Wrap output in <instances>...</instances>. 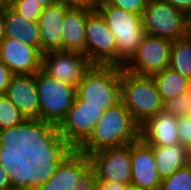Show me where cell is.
Returning <instances> with one entry per match:
<instances>
[{
    "mask_svg": "<svg viewBox=\"0 0 191 190\" xmlns=\"http://www.w3.org/2000/svg\"><path fill=\"white\" fill-rule=\"evenodd\" d=\"M173 41L145 35L137 51L123 68L138 75L152 76L169 68Z\"/></svg>",
    "mask_w": 191,
    "mask_h": 190,
    "instance_id": "11",
    "label": "cell"
},
{
    "mask_svg": "<svg viewBox=\"0 0 191 190\" xmlns=\"http://www.w3.org/2000/svg\"><path fill=\"white\" fill-rule=\"evenodd\" d=\"M153 155V146L141 138L131 143V185L144 190H160L161 178Z\"/></svg>",
    "mask_w": 191,
    "mask_h": 190,
    "instance_id": "17",
    "label": "cell"
},
{
    "mask_svg": "<svg viewBox=\"0 0 191 190\" xmlns=\"http://www.w3.org/2000/svg\"><path fill=\"white\" fill-rule=\"evenodd\" d=\"M9 5V0H0V9H6Z\"/></svg>",
    "mask_w": 191,
    "mask_h": 190,
    "instance_id": "38",
    "label": "cell"
},
{
    "mask_svg": "<svg viewBox=\"0 0 191 190\" xmlns=\"http://www.w3.org/2000/svg\"><path fill=\"white\" fill-rule=\"evenodd\" d=\"M44 143V138L26 120L6 96H0V147L19 145L31 151Z\"/></svg>",
    "mask_w": 191,
    "mask_h": 190,
    "instance_id": "8",
    "label": "cell"
},
{
    "mask_svg": "<svg viewBox=\"0 0 191 190\" xmlns=\"http://www.w3.org/2000/svg\"><path fill=\"white\" fill-rule=\"evenodd\" d=\"M0 60L14 75L34 74L42 69V53L20 39L4 38L0 42Z\"/></svg>",
    "mask_w": 191,
    "mask_h": 190,
    "instance_id": "16",
    "label": "cell"
},
{
    "mask_svg": "<svg viewBox=\"0 0 191 190\" xmlns=\"http://www.w3.org/2000/svg\"><path fill=\"white\" fill-rule=\"evenodd\" d=\"M31 150L19 145L0 147V190H23Z\"/></svg>",
    "mask_w": 191,
    "mask_h": 190,
    "instance_id": "15",
    "label": "cell"
},
{
    "mask_svg": "<svg viewBox=\"0 0 191 190\" xmlns=\"http://www.w3.org/2000/svg\"><path fill=\"white\" fill-rule=\"evenodd\" d=\"M86 57L92 65H116V39L97 10L86 18Z\"/></svg>",
    "mask_w": 191,
    "mask_h": 190,
    "instance_id": "10",
    "label": "cell"
},
{
    "mask_svg": "<svg viewBox=\"0 0 191 190\" xmlns=\"http://www.w3.org/2000/svg\"><path fill=\"white\" fill-rule=\"evenodd\" d=\"M40 106V135L45 138L66 116L76 98V87L50 77L42 69L36 72Z\"/></svg>",
    "mask_w": 191,
    "mask_h": 190,
    "instance_id": "4",
    "label": "cell"
},
{
    "mask_svg": "<svg viewBox=\"0 0 191 190\" xmlns=\"http://www.w3.org/2000/svg\"><path fill=\"white\" fill-rule=\"evenodd\" d=\"M99 182H119L131 185V144L105 148L89 155Z\"/></svg>",
    "mask_w": 191,
    "mask_h": 190,
    "instance_id": "12",
    "label": "cell"
},
{
    "mask_svg": "<svg viewBox=\"0 0 191 190\" xmlns=\"http://www.w3.org/2000/svg\"><path fill=\"white\" fill-rule=\"evenodd\" d=\"M178 118L161 111L140 125V138L151 146H170L178 144Z\"/></svg>",
    "mask_w": 191,
    "mask_h": 190,
    "instance_id": "18",
    "label": "cell"
},
{
    "mask_svg": "<svg viewBox=\"0 0 191 190\" xmlns=\"http://www.w3.org/2000/svg\"><path fill=\"white\" fill-rule=\"evenodd\" d=\"M26 1H33L35 3H39L43 6V8L48 6H53L59 3L58 0H26Z\"/></svg>",
    "mask_w": 191,
    "mask_h": 190,
    "instance_id": "37",
    "label": "cell"
},
{
    "mask_svg": "<svg viewBox=\"0 0 191 190\" xmlns=\"http://www.w3.org/2000/svg\"><path fill=\"white\" fill-rule=\"evenodd\" d=\"M153 155L161 180L190 163L188 147L180 143L170 146H153Z\"/></svg>",
    "mask_w": 191,
    "mask_h": 190,
    "instance_id": "22",
    "label": "cell"
},
{
    "mask_svg": "<svg viewBox=\"0 0 191 190\" xmlns=\"http://www.w3.org/2000/svg\"><path fill=\"white\" fill-rule=\"evenodd\" d=\"M5 38L20 39L41 52L38 21H30L17 13L10 5L5 9Z\"/></svg>",
    "mask_w": 191,
    "mask_h": 190,
    "instance_id": "21",
    "label": "cell"
},
{
    "mask_svg": "<svg viewBox=\"0 0 191 190\" xmlns=\"http://www.w3.org/2000/svg\"><path fill=\"white\" fill-rule=\"evenodd\" d=\"M13 75L11 70L0 60V96L6 94Z\"/></svg>",
    "mask_w": 191,
    "mask_h": 190,
    "instance_id": "32",
    "label": "cell"
},
{
    "mask_svg": "<svg viewBox=\"0 0 191 190\" xmlns=\"http://www.w3.org/2000/svg\"><path fill=\"white\" fill-rule=\"evenodd\" d=\"M98 176L95 168L90 165L80 176L74 190H98Z\"/></svg>",
    "mask_w": 191,
    "mask_h": 190,
    "instance_id": "29",
    "label": "cell"
},
{
    "mask_svg": "<svg viewBox=\"0 0 191 190\" xmlns=\"http://www.w3.org/2000/svg\"><path fill=\"white\" fill-rule=\"evenodd\" d=\"M169 68L191 81V41L185 37L173 41Z\"/></svg>",
    "mask_w": 191,
    "mask_h": 190,
    "instance_id": "24",
    "label": "cell"
},
{
    "mask_svg": "<svg viewBox=\"0 0 191 190\" xmlns=\"http://www.w3.org/2000/svg\"><path fill=\"white\" fill-rule=\"evenodd\" d=\"M109 4L125 11L141 15L147 7L148 0H106Z\"/></svg>",
    "mask_w": 191,
    "mask_h": 190,
    "instance_id": "28",
    "label": "cell"
},
{
    "mask_svg": "<svg viewBox=\"0 0 191 190\" xmlns=\"http://www.w3.org/2000/svg\"><path fill=\"white\" fill-rule=\"evenodd\" d=\"M10 6L19 14L30 21H38L43 11V6L39 3L26 0H9Z\"/></svg>",
    "mask_w": 191,
    "mask_h": 190,
    "instance_id": "27",
    "label": "cell"
},
{
    "mask_svg": "<svg viewBox=\"0 0 191 190\" xmlns=\"http://www.w3.org/2000/svg\"><path fill=\"white\" fill-rule=\"evenodd\" d=\"M177 132L180 144L189 148L191 145V115L178 118Z\"/></svg>",
    "mask_w": 191,
    "mask_h": 190,
    "instance_id": "30",
    "label": "cell"
},
{
    "mask_svg": "<svg viewBox=\"0 0 191 190\" xmlns=\"http://www.w3.org/2000/svg\"><path fill=\"white\" fill-rule=\"evenodd\" d=\"M188 150H189V159H190V163H191V145L189 146Z\"/></svg>",
    "mask_w": 191,
    "mask_h": 190,
    "instance_id": "40",
    "label": "cell"
},
{
    "mask_svg": "<svg viewBox=\"0 0 191 190\" xmlns=\"http://www.w3.org/2000/svg\"><path fill=\"white\" fill-rule=\"evenodd\" d=\"M90 157L75 149H56L43 143L31 151L26 167V190H74Z\"/></svg>",
    "mask_w": 191,
    "mask_h": 190,
    "instance_id": "1",
    "label": "cell"
},
{
    "mask_svg": "<svg viewBox=\"0 0 191 190\" xmlns=\"http://www.w3.org/2000/svg\"><path fill=\"white\" fill-rule=\"evenodd\" d=\"M164 110L177 118L191 115V91L166 101Z\"/></svg>",
    "mask_w": 191,
    "mask_h": 190,
    "instance_id": "26",
    "label": "cell"
},
{
    "mask_svg": "<svg viewBox=\"0 0 191 190\" xmlns=\"http://www.w3.org/2000/svg\"><path fill=\"white\" fill-rule=\"evenodd\" d=\"M163 102L191 91V81L170 68L152 75Z\"/></svg>",
    "mask_w": 191,
    "mask_h": 190,
    "instance_id": "23",
    "label": "cell"
},
{
    "mask_svg": "<svg viewBox=\"0 0 191 190\" xmlns=\"http://www.w3.org/2000/svg\"><path fill=\"white\" fill-rule=\"evenodd\" d=\"M96 10L116 39L117 66L123 67L135 54L146 35L142 16L117 8L106 0H98Z\"/></svg>",
    "mask_w": 191,
    "mask_h": 190,
    "instance_id": "6",
    "label": "cell"
},
{
    "mask_svg": "<svg viewBox=\"0 0 191 190\" xmlns=\"http://www.w3.org/2000/svg\"><path fill=\"white\" fill-rule=\"evenodd\" d=\"M172 6H174L179 11L188 14L191 13V0H163Z\"/></svg>",
    "mask_w": 191,
    "mask_h": 190,
    "instance_id": "33",
    "label": "cell"
},
{
    "mask_svg": "<svg viewBox=\"0 0 191 190\" xmlns=\"http://www.w3.org/2000/svg\"><path fill=\"white\" fill-rule=\"evenodd\" d=\"M40 134V106L36 73L13 75L5 94Z\"/></svg>",
    "mask_w": 191,
    "mask_h": 190,
    "instance_id": "14",
    "label": "cell"
},
{
    "mask_svg": "<svg viewBox=\"0 0 191 190\" xmlns=\"http://www.w3.org/2000/svg\"><path fill=\"white\" fill-rule=\"evenodd\" d=\"M69 9L96 10L98 0H58Z\"/></svg>",
    "mask_w": 191,
    "mask_h": 190,
    "instance_id": "31",
    "label": "cell"
},
{
    "mask_svg": "<svg viewBox=\"0 0 191 190\" xmlns=\"http://www.w3.org/2000/svg\"><path fill=\"white\" fill-rule=\"evenodd\" d=\"M92 66L83 53L49 51L42 54V70L50 77L75 86Z\"/></svg>",
    "mask_w": 191,
    "mask_h": 190,
    "instance_id": "13",
    "label": "cell"
},
{
    "mask_svg": "<svg viewBox=\"0 0 191 190\" xmlns=\"http://www.w3.org/2000/svg\"><path fill=\"white\" fill-rule=\"evenodd\" d=\"M76 98L103 112L121 101V67L92 65L76 85Z\"/></svg>",
    "mask_w": 191,
    "mask_h": 190,
    "instance_id": "5",
    "label": "cell"
},
{
    "mask_svg": "<svg viewBox=\"0 0 191 190\" xmlns=\"http://www.w3.org/2000/svg\"><path fill=\"white\" fill-rule=\"evenodd\" d=\"M185 16L163 0H148L142 25L146 35L174 41L184 36Z\"/></svg>",
    "mask_w": 191,
    "mask_h": 190,
    "instance_id": "9",
    "label": "cell"
},
{
    "mask_svg": "<svg viewBox=\"0 0 191 190\" xmlns=\"http://www.w3.org/2000/svg\"><path fill=\"white\" fill-rule=\"evenodd\" d=\"M69 10L60 3L43 9L38 20L42 54L49 51H62L63 20Z\"/></svg>",
    "mask_w": 191,
    "mask_h": 190,
    "instance_id": "19",
    "label": "cell"
},
{
    "mask_svg": "<svg viewBox=\"0 0 191 190\" xmlns=\"http://www.w3.org/2000/svg\"><path fill=\"white\" fill-rule=\"evenodd\" d=\"M187 40L191 41V13L185 16L184 36Z\"/></svg>",
    "mask_w": 191,
    "mask_h": 190,
    "instance_id": "35",
    "label": "cell"
},
{
    "mask_svg": "<svg viewBox=\"0 0 191 190\" xmlns=\"http://www.w3.org/2000/svg\"><path fill=\"white\" fill-rule=\"evenodd\" d=\"M121 100L139 125L164 110V102L152 76L134 74L123 67Z\"/></svg>",
    "mask_w": 191,
    "mask_h": 190,
    "instance_id": "7",
    "label": "cell"
},
{
    "mask_svg": "<svg viewBox=\"0 0 191 190\" xmlns=\"http://www.w3.org/2000/svg\"><path fill=\"white\" fill-rule=\"evenodd\" d=\"M160 190H191V163L163 179Z\"/></svg>",
    "mask_w": 191,
    "mask_h": 190,
    "instance_id": "25",
    "label": "cell"
},
{
    "mask_svg": "<svg viewBox=\"0 0 191 190\" xmlns=\"http://www.w3.org/2000/svg\"><path fill=\"white\" fill-rule=\"evenodd\" d=\"M103 113V108L86 106L80 98H75L73 106L44 138V143L56 149L77 150L92 134Z\"/></svg>",
    "mask_w": 191,
    "mask_h": 190,
    "instance_id": "3",
    "label": "cell"
},
{
    "mask_svg": "<svg viewBox=\"0 0 191 190\" xmlns=\"http://www.w3.org/2000/svg\"><path fill=\"white\" fill-rule=\"evenodd\" d=\"M92 10L70 9L62 26V51L79 52L86 56L85 23Z\"/></svg>",
    "mask_w": 191,
    "mask_h": 190,
    "instance_id": "20",
    "label": "cell"
},
{
    "mask_svg": "<svg viewBox=\"0 0 191 190\" xmlns=\"http://www.w3.org/2000/svg\"><path fill=\"white\" fill-rule=\"evenodd\" d=\"M5 9H0V42L5 38Z\"/></svg>",
    "mask_w": 191,
    "mask_h": 190,
    "instance_id": "36",
    "label": "cell"
},
{
    "mask_svg": "<svg viewBox=\"0 0 191 190\" xmlns=\"http://www.w3.org/2000/svg\"><path fill=\"white\" fill-rule=\"evenodd\" d=\"M126 190H144V189H141L139 187H136L134 185H128L127 189Z\"/></svg>",
    "mask_w": 191,
    "mask_h": 190,
    "instance_id": "39",
    "label": "cell"
},
{
    "mask_svg": "<svg viewBox=\"0 0 191 190\" xmlns=\"http://www.w3.org/2000/svg\"><path fill=\"white\" fill-rule=\"evenodd\" d=\"M128 184L113 182H99L98 190H126Z\"/></svg>",
    "mask_w": 191,
    "mask_h": 190,
    "instance_id": "34",
    "label": "cell"
},
{
    "mask_svg": "<svg viewBox=\"0 0 191 190\" xmlns=\"http://www.w3.org/2000/svg\"><path fill=\"white\" fill-rule=\"evenodd\" d=\"M140 138V125L121 100L104 111L89 138L77 149L90 155L96 151L130 145Z\"/></svg>",
    "mask_w": 191,
    "mask_h": 190,
    "instance_id": "2",
    "label": "cell"
}]
</instances>
